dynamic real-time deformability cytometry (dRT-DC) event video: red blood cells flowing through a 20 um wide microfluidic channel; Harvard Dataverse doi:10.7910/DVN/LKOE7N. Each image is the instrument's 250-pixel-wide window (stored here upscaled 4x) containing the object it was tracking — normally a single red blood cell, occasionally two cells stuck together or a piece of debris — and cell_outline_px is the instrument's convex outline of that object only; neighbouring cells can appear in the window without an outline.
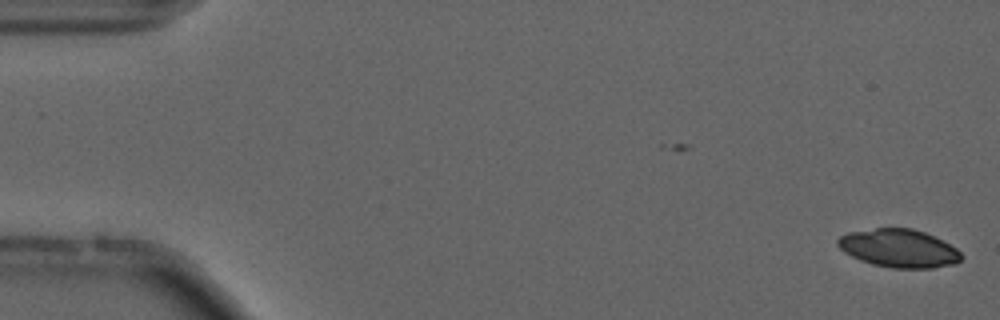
{"species": "common noctule bat (a hibernating species)", "species_latin": "Nyctalus noctula", "temperature_condition": "cold", "stored_images_in_passage": 26, "camera_frame_rate_fps": 3000, "um_per_image_px": 0.085, "animal": {"sex": "male", "forearm_length_mm": 52.5}, "frame": {"image": 1, "passage_image": 1, "time_ms": 0.0, "image_size_px": [1000, 320], "cell_outline_px": [[964, 256], [956, 264], [932, 268], [892, 268], [872, 264], [860, 260], [844, 252], [836, 244], [836, 240], [840, 236], [848, 232], [876, 228], [912, 228], [924, 232], [944, 240], [956, 248]], "centroid_in_image_um": [76.42, 21.1], "position_along_channel_um": 8.6, "area_um2": 27.69}}